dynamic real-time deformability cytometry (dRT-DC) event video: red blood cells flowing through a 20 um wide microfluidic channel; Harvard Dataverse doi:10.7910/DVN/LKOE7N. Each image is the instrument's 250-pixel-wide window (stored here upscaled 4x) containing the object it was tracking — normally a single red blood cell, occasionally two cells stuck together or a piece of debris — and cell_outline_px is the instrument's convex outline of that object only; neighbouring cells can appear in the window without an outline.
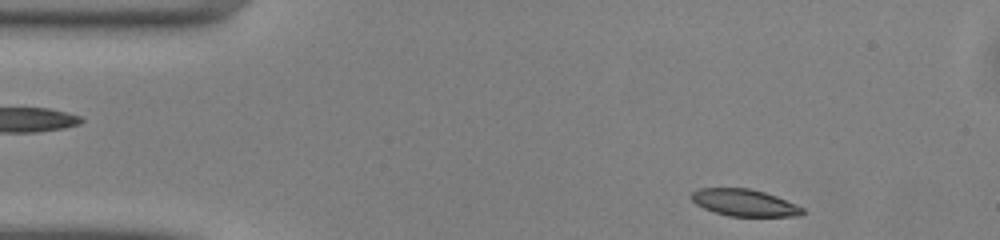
{"species": "common noctule bat (a hibernating species)", "species_latin": "Nyctalus noctula", "temperature_condition": "warm", "stored_images_in_passage": 44, "camera_frame_rate_fps": 3000, "um_per_image_px": 0.085, "animal": {"sex": "male", "body_mass_g": 13.0, "forearm_length_mm": 53.1}, "frame": {"image": 1, "passage_image": 1, "time_ms": 0.0, "image_size_px": [1000, 240], "cell_outline_px": [[804, 212], [800, 216], [728, 216], [704, 208], [696, 204], [688, 196], [692, 192], [700, 188], [748, 188], [764, 192], [776, 196], [796, 204], [804, 208]], "centroid_in_image_um": [63.26, 17.23], "position_along_channel_um": 21.7, "area_um2": 17.4}}
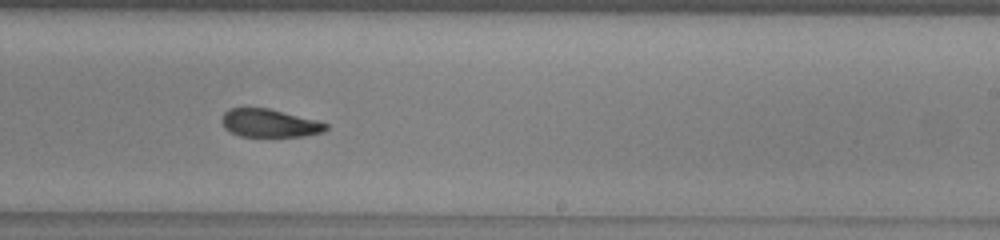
{"frame": {"image": 2, "passage_image": 24, "time_ms": 7.667, "image_size_px": [1000, 240], "cell_outline_px": [[328, 128], [324, 132], [304, 136], [240, 136], [224, 128], [220, 120], [224, 112], [228, 108], [268, 108], [316, 120], [328, 124]], "centroid_in_image_um": [22.89, 10.46], "position_along_channel_um": 266.1, "area_um2": 16.99}}
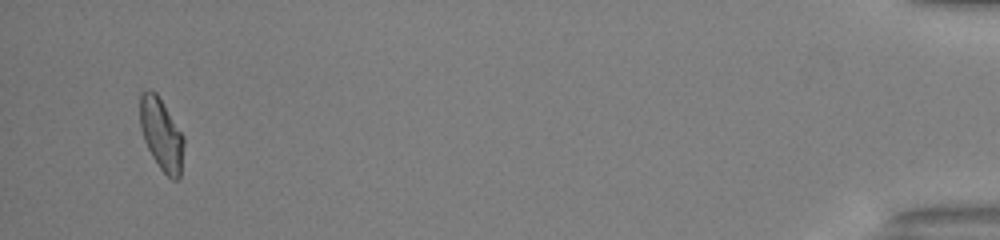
{"frame": {"image": 3, "passage_image": 42, "time_ms": 13.667, "image_size_px": [1000, 240], "cell_outline_px": [[184, 144], [180, 176], [176, 180], [172, 180], [160, 168], [152, 156], [144, 140], [140, 128], [140, 92], [144, 88], [156, 92], [184, 136]], "centroid_in_image_um": [13.71, 11.39], "position_along_channel_um": 421.5, "area_um2": 18.38}, "authors_computed_cell_mechanics": {"area_um2": 18.4382, "velocity_mm_per_s": 4.1002, "shape_relaxation_time_tau1_ms": 6.7241, "shape_relaxation_time_tau2_ms": 3.253, "deformation_change_tau1": 0.175, "deformation_change_tau2": 0.0921}}